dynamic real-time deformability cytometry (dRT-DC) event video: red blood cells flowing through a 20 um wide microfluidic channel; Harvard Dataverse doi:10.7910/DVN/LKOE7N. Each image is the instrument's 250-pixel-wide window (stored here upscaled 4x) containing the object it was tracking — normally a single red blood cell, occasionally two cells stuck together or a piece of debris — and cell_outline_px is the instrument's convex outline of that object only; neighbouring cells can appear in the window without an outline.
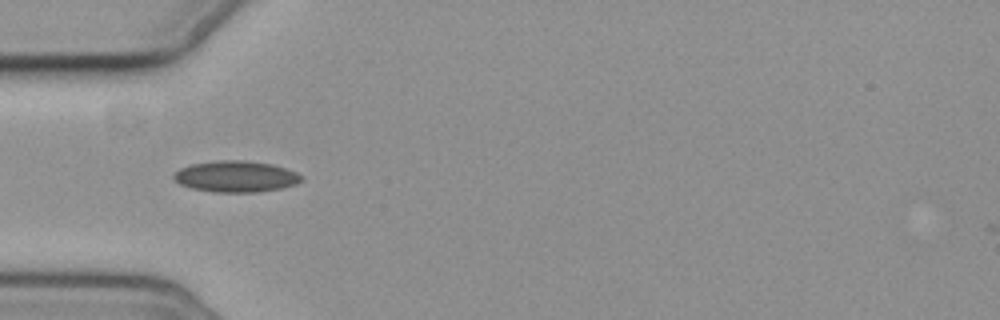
{"species": "common noctule bat (a hibernating species)", "species_latin": "Nyctalus noctula", "temperature_condition": "cold", "stored_images_in_passage": 4, "camera_frame_rate_fps": 3000, "um_per_image_px": 0.085, "animal": {"sex": "female", "body_mass_g": 19.3, "forearm_length_mm": 54.1}, "frame": {"image": 1, "passage_image": 4, "time_ms": 4.0, "image_size_px": [1000, 320], "cell_outline_px": [[304, 180], [296, 184], [280, 188], [256, 192], [212, 192], [192, 188], [180, 184], [172, 180], [172, 176], [180, 168], [192, 164], [216, 160], [244, 160], [272, 164], [296, 172], [304, 176]], "centroid_in_image_um": [20.04, 15.0], "position_along_channel_um": 65.0, "area_um2": 23.35}}